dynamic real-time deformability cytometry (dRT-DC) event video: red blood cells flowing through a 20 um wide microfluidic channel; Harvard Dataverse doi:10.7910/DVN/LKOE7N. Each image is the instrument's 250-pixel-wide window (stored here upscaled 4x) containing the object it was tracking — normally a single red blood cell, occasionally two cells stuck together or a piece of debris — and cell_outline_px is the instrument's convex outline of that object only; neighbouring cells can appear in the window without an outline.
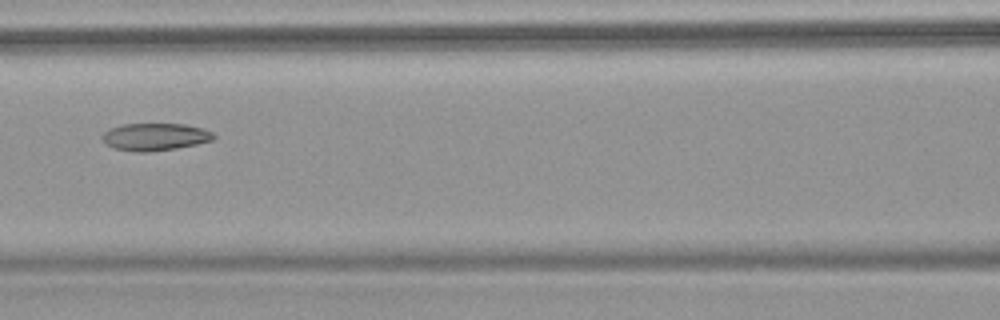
{"species": "common noctule bat (a hibernating species)", "species_latin": "Nyctalus noctula", "temperature_condition": "warm", "stored_images_in_passage": 6, "camera_frame_rate_fps": 3000, "um_per_image_px": 0.085, "animal": {"sex": "female", "body_mass_g": 18.4}, "frame": {"image": 1, "passage_image": 6, "time_ms": 6.0, "image_size_px": [1000, 320], "cell_outline_px": [[216, 136], [212, 140], [196, 144], [176, 148], [144, 152], [136, 152], [112, 148], [100, 136], [104, 132], [112, 128], [124, 124], [184, 124], [200, 128], [212, 132]], "centroid_in_image_um": [13.16, 11.63], "position_along_channel_um": 153.4, "area_um2": 17.51}}